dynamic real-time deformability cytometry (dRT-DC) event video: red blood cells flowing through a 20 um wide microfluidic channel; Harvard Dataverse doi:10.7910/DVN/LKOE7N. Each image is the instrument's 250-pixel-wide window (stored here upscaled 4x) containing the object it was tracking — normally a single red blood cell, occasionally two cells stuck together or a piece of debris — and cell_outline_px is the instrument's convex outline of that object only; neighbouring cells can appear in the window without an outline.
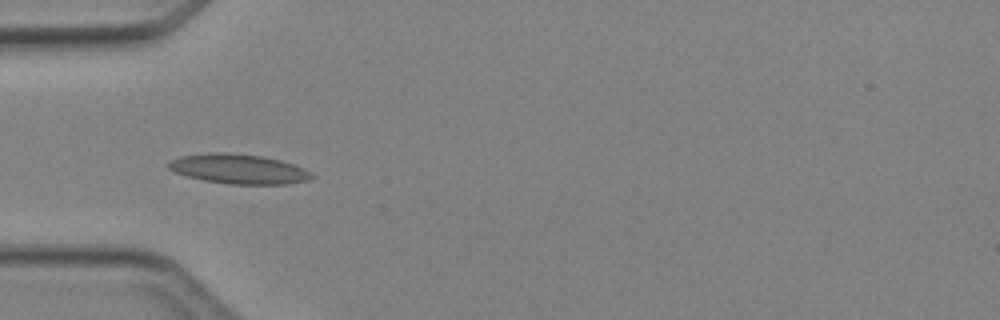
{"species": "Egyptian fruit bat (a non-hibernating species)", "species_latin": "Rousettus aegyptiacus", "temperature_condition": "cold", "stored_images_in_passage": 5, "camera_frame_rate_fps": 3000, "um_per_image_px": 0.085, "animal": {"sex": "female"}, "frame": {"image": 1, "passage_image": 4, "time_ms": 3.667, "image_size_px": [1000, 320], "cell_outline_px": [[316, 176], [308, 180], [288, 184], [228, 184], [204, 180], [188, 176], [176, 172], [168, 168], [168, 164], [172, 160], [180, 156], [208, 152], [228, 152], [264, 156], [280, 160], [292, 164], [312, 172]], "centroid_in_image_um": [20.31, 14.35], "position_along_channel_um": 64.7, "area_um2": 24.8}}
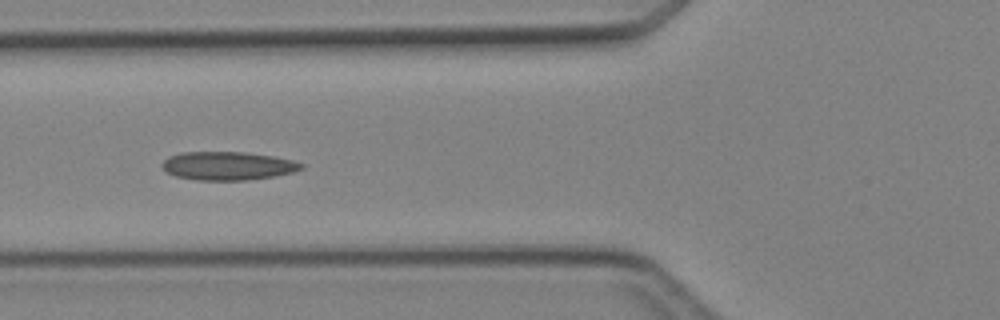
{"frame": {"image": 2, "passage_image": 5, "time_ms": 4.667, "image_size_px": [1000, 320], "cell_outline_px": [[304, 168], [292, 172], [276, 176], [248, 180], [196, 180], [176, 176], [168, 172], [160, 164], [168, 156], [180, 152], [244, 152], [272, 156], [292, 160], [304, 164]], "centroid_in_image_um": [19.36, 14.09], "position_along_channel_um": 106.4, "area_um2": 23.06}}